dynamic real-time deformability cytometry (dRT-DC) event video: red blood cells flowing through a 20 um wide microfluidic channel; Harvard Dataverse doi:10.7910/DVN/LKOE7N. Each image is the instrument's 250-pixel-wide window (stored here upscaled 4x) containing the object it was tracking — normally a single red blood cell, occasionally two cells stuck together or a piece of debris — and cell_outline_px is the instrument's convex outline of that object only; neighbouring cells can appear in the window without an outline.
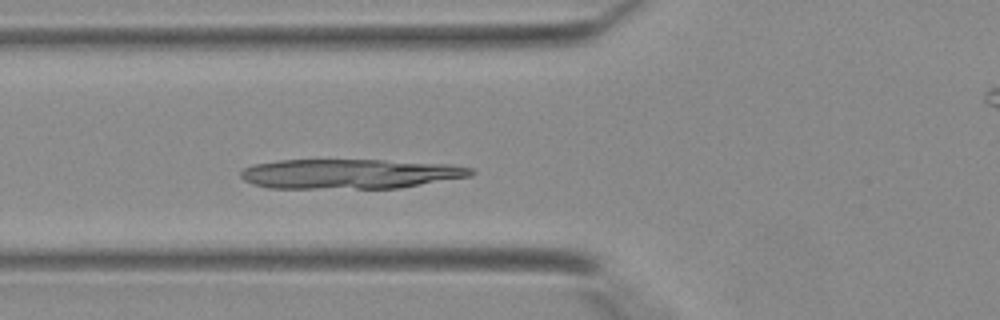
{"species": "Egyptian fruit bat (a non-hibernating species)", "species_latin": "Rousettus aegyptiacus", "temperature_condition": "warm", "stored_images_in_passage": 31, "camera_frame_rate_fps": 3000, "um_per_image_px": 0.085, "animal": {"sex": "female"}, "frame": {"image": 1, "passage_image": 4, "time_ms": 1.0, "image_size_px": [1000, 320], "cell_outline_px": [[476, 172], [472, 176], [400, 188], [268, 188], [252, 184], [244, 180], [240, 176], [240, 172], [244, 168], [252, 164], [280, 160], [384, 160], [452, 164], [472, 168]], "centroid_in_image_um": [29.76, 14.77], "position_along_channel_um": 96.0, "area_um2": 40.17}}
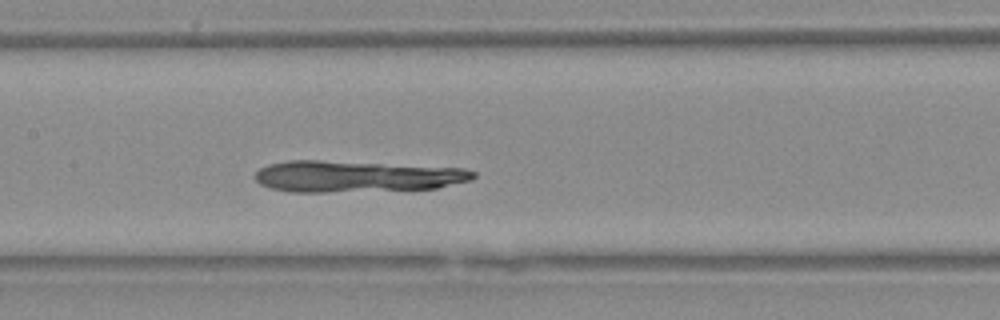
{"frame": {"image": 2, "passage_image": 9, "time_ms": 2.667, "image_size_px": [1000, 320], "cell_outline_px": [[476, 176], [472, 180], [436, 188], [328, 192], [292, 192], [272, 188], [260, 184], [252, 176], [260, 168], [268, 164], [288, 160], [320, 160], [464, 168], [476, 172]], "centroid_in_image_um": [30.27, 14.99], "position_along_channel_um": 177.1, "area_um2": 39.88}}
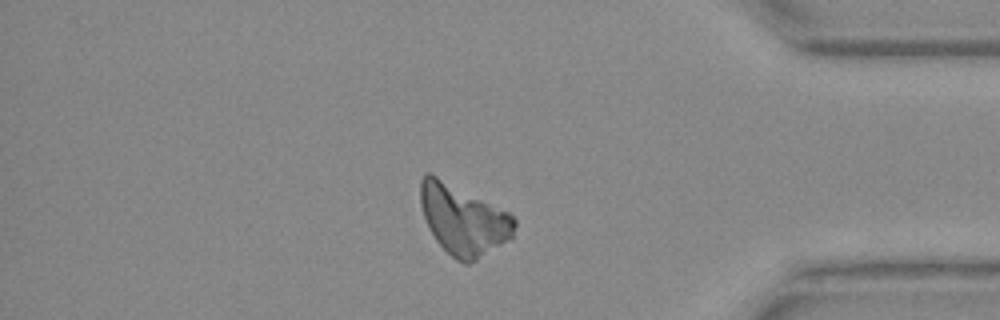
{"frame": {"image": 3, "passage_image": 24, "time_ms": 7.667, "image_size_px": [1000, 320], "cell_outline_px": [[516, 224], [512, 240], [476, 260], [468, 264], [464, 264], [456, 260], [436, 240], [428, 228], [420, 204], [420, 180], [424, 172], [428, 172], [508, 212], [516, 220]], "centroid_in_image_um": [39.38, 18.7], "position_along_channel_um": 395.8, "area_um2": 38.26}}